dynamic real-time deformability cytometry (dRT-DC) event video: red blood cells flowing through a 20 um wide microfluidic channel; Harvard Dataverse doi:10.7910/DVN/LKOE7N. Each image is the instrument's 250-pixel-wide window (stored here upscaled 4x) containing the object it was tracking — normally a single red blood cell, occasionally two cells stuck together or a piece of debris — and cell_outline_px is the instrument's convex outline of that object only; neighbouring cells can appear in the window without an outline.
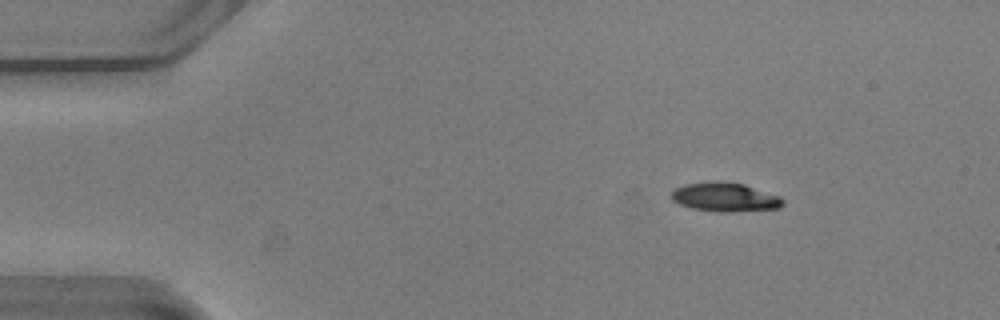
{"species": "common noctule bat (a hibernating species)", "species_latin": "Nyctalus noctula", "temperature_condition": "warm", "stored_images_in_passage": 47, "camera_frame_rate_fps": 3000, "um_per_image_px": 0.085, "animal": {"sex": "male", "body_mass_g": 20.5, "forearm_length_mm": 52.5}, "frame": {"image": 1, "passage_image": 1, "time_ms": 0.0, "image_size_px": [1000, 320], "cell_outline_px": [[784, 204], [780, 208], [728, 212], [720, 212], [692, 208], [680, 204], [672, 200], [672, 192], [676, 188], [684, 184], [744, 184], [780, 196], [784, 200]], "centroid_in_image_um": [61.68, 16.8], "position_along_channel_um": 23.3, "area_um2": 17.98}}
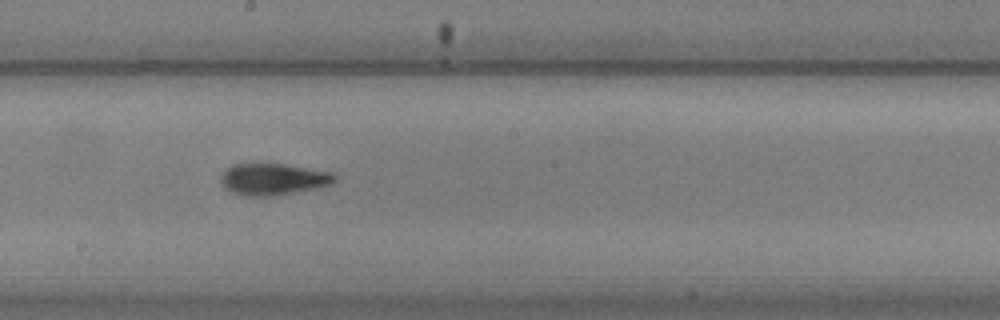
{"frame": {"image": 2, "passage_image": 23, "time_ms": 7.333, "image_size_px": [1000, 320], "cell_outline_px": [[336, 180], [332, 184], [316, 188], [272, 196], [244, 196], [232, 192], [224, 188], [220, 180], [220, 176], [232, 164], [284, 164], [332, 172], [336, 176]], "centroid_in_image_um": [23.21, 15.24], "position_along_channel_um": 225.0, "area_um2": 20.92}}
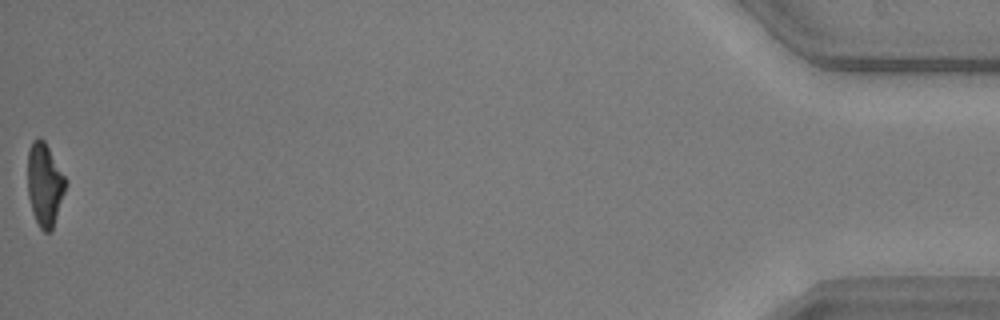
{"frame": {"image": 3, "passage_image": 47, "time_ms": 15.333, "image_size_px": [1000, 320], "cell_outline_px": [[68, 184], [52, 228], [48, 232], [44, 232], [40, 228], [32, 212], [28, 196], [28, 152], [32, 140], [36, 136], [40, 136], [44, 140], [68, 180]], "centroid_in_image_um": [3.81, 15.64], "position_along_channel_um": 431.4, "area_um2": 18.55}, "authors_computed_cell_mechanics": {"area_um2": 20.1144, "velocity_mm_per_s": 3.8008, "shape_relaxation_time_tau1_ms": 6.845, "shape_relaxation_time_tau2_ms": 2.1616, "deformation_change_tau1": 0.2111, "deformation_change_tau2": 0.0902}}